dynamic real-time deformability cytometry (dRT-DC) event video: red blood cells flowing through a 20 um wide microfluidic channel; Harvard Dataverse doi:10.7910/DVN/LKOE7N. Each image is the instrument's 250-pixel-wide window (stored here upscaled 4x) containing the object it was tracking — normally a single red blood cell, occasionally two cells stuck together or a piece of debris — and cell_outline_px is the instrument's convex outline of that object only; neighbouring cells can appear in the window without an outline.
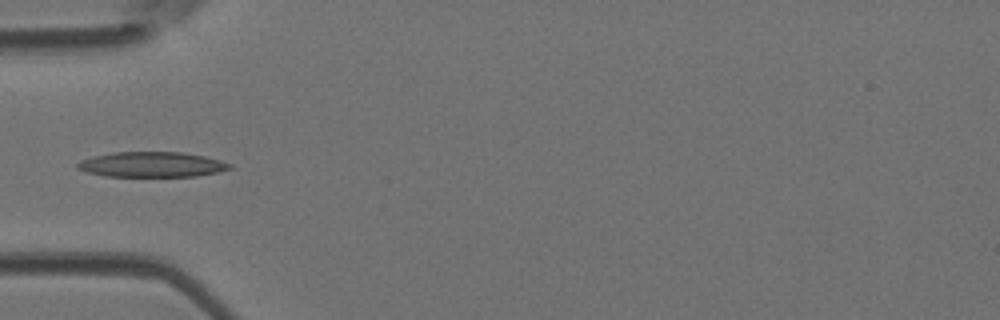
{"species": "Egyptian fruit bat (a non-hibernating species)", "species_latin": "Rousettus aegyptiacus", "temperature_condition": "room temperature", "stored_images_in_passage": 5, "camera_frame_rate_fps": 3000, "um_per_image_px": 0.085, "animal": {"sex": "female"}, "frame": {"image": 1, "passage_image": 5, "time_ms": 1.333, "image_size_px": [1000, 320], "cell_outline_px": [[236, 168], [196, 176], [104, 176], [88, 172], [76, 168], [76, 164], [80, 160], [92, 156], [112, 152], [180, 152], [204, 156], [220, 160], [232, 164]], "centroid_in_image_um": [12.9, 13.98], "position_along_channel_um": 72.1, "area_um2": 22.43}}